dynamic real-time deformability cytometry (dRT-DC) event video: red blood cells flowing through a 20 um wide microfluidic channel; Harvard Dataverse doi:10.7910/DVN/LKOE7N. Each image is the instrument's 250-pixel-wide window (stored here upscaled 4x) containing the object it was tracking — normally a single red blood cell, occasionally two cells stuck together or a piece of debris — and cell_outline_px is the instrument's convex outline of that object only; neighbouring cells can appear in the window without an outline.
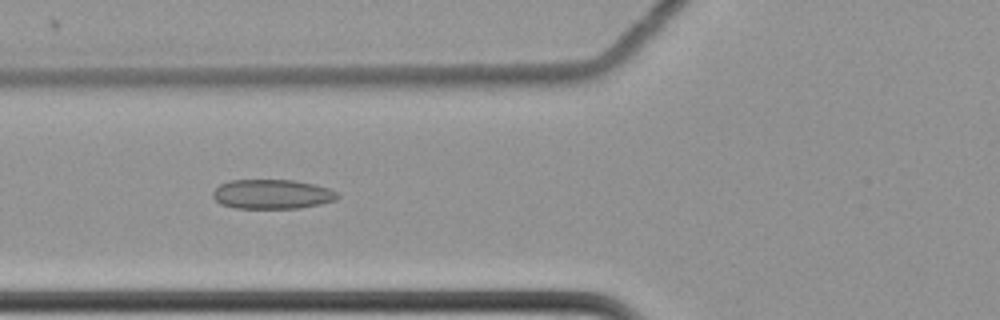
{"species": "common noctule bat (a hibernating species)", "species_latin": "Nyctalus noctula", "temperature_condition": "cold", "stored_images_in_passage": 43, "camera_frame_rate_fps": 3000, "um_per_image_px": 0.085, "animal": {"sex": "female", "body_mass_g": 22.7, "forearm_length_mm": 54.2}, "frame": {"image": 1, "passage_image": 7, "time_ms": 2.0, "image_size_px": [1000, 320], "cell_outline_px": [[340, 196], [336, 200], [320, 204], [300, 208], [236, 208], [220, 204], [212, 196], [212, 192], [220, 184], [232, 180], [296, 180], [316, 184], [328, 188], [336, 192]], "centroid_in_image_um": [23.14, 16.5], "position_along_channel_um": 102.7, "area_um2": 21.5}}
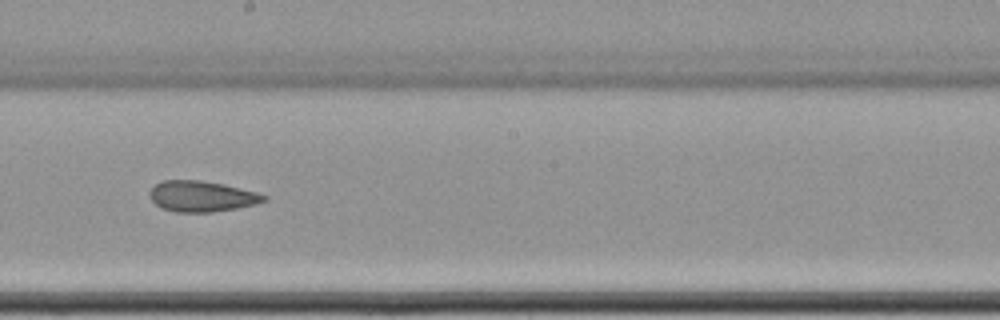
{"frame": {"image": 2, "passage_image": 18, "time_ms": 5.667, "image_size_px": [1000, 320], "cell_outline_px": [[268, 200], [256, 204], [236, 208], [212, 212], [176, 212], [160, 208], [148, 196], [148, 192], [160, 180], [200, 180], [224, 184], [256, 192], [268, 196]], "centroid_in_image_um": [17.13, 16.68], "position_along_channel_um": 231.1, "area_um2": 20.63}}
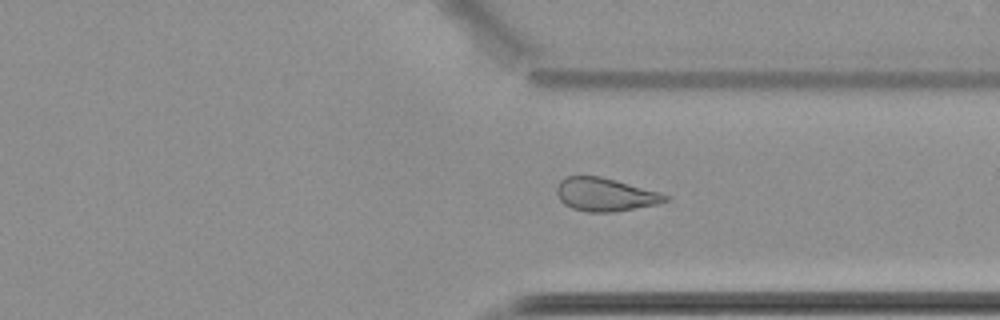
{"frame": {"image": 3, "passage_image": 29, "time_ms": 9.333, "image_size_px": [1000, 320], "cell_outline_px": [[668, 200], [656, 204], [616, 212], [588, 212], [572, 208], [564, 204], [560, 200], [556, 192], [556, 188], [560, 180], [564, 176], [600, 176], [616, 180], [660, 192], [668, 196]], "centroid_in_image_um": [51.41, 16.53], "position_along_channel_um": 360.0, "area_um2": 21.04}, "authors_computed_cell_mechanics": {"area_um2": 21.1548, "velocity_mm_per_s": 3.5006, "shape_relaxation_time_tau1_ms": null, "shape_relaxation_time_tau2_ms": 3.495, "deformation_change_tau1": null, "deformation_change_tau2": 0.1061}}